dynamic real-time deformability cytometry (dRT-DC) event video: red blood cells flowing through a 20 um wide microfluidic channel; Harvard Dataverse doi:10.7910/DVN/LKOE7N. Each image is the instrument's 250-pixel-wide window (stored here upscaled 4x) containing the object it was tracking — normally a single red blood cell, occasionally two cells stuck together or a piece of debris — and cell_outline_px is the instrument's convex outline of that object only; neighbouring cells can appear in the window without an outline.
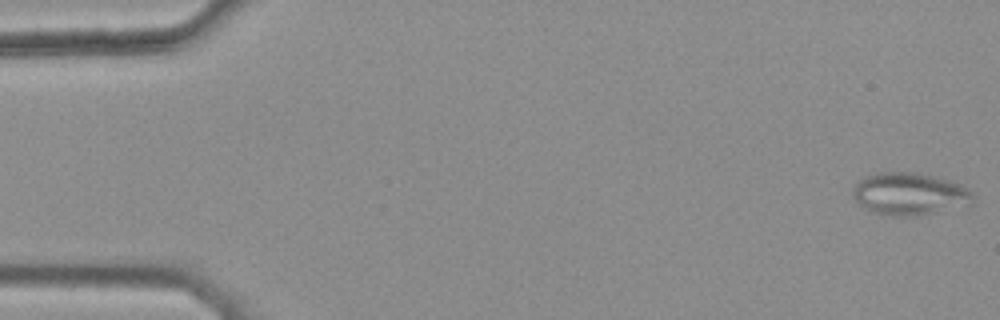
{"species": "common noctule bat (a hibernating species)", "species_latin": "Nyctalus noctula", "temperature_condition": "warm", "stored_images_in_passage": 11, "camera_frame_rate_fps": 3000, "um_per_image_px": 0.085, "animal": {"sex": "female", "body_mass_g": 25.1}, "frame": {"image": 1, "passage_image": 1, "time_ms": 0.0, "image_size_px": [1000, 320], "cell_outline_px": [[976, 196], [972, 204], [920, 216], [896, 216], [876, 212], [864, 208], [852, 196], [852, 192], [856, 184], [860, 180], [868, 176], [880, 172], [916, 172], [948, 180], [960, 184], [968, 188]], "centroid_in_image_um": [77.36, 16.49], "position_along_channel_um": 7.6, "area_um2": 29.65}}